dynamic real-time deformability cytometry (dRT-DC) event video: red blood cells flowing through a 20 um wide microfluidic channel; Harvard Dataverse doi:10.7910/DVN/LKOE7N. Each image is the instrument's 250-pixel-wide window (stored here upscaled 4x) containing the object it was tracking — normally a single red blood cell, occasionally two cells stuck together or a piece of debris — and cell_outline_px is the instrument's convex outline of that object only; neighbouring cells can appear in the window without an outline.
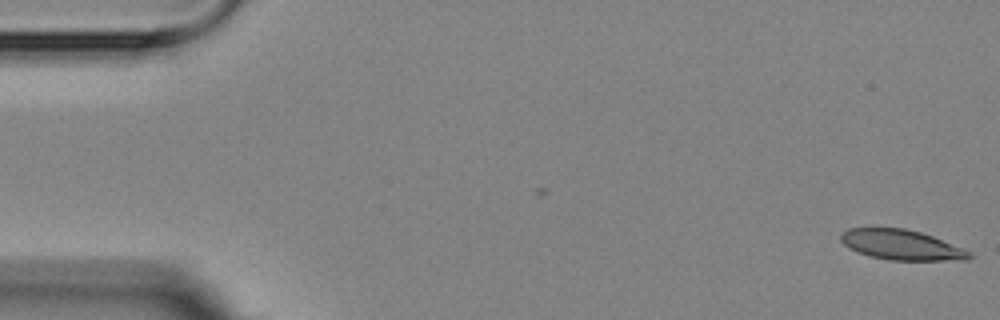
{"species": "Egyptian fruit bat (a non-hibernating species)", "species_latin": "Rousettus aegyptiacus", "temperature_condition": "room temperature", "stored_images_in_passage": 3, "camera_frame_rate_fps": 3000, "um_per_image_px": 0.085, "animal": {"sex": "female"}, "frame": {"image": 1, "passage_image": 1, "time_ms": 0.0, "image_size_px": [1000, 320], "cell_outline_px": [[976, 256], [968, 260], [888, 260], [856, 252], [848, 248], [840, 240], [840, 232], [848, 228], [904, 228], [920, 232], [932, 236], [964, 248], [972, 252]], "centroid_in_image_um": [76.64, 20.82], "position_along_channel_um": 8.4, "area_um2": 22.77}}